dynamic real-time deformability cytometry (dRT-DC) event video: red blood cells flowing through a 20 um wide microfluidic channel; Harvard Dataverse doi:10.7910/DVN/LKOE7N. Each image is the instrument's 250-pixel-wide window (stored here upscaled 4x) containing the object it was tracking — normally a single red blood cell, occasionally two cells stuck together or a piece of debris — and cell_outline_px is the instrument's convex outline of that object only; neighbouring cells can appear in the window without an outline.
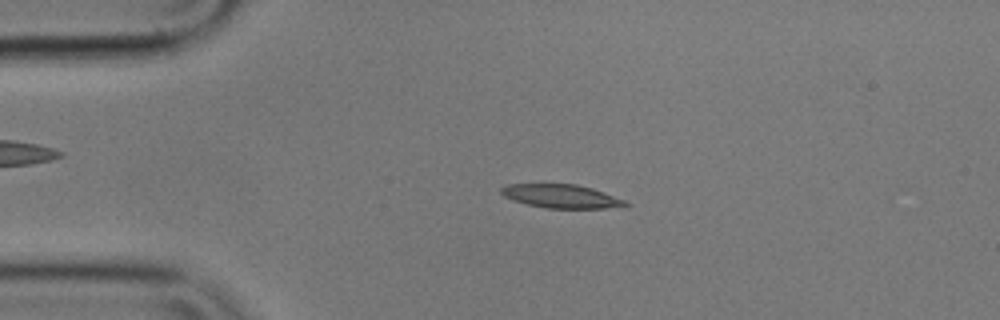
{"species": "common noctule bat (a hibernating species)", "species_latin": "Nyctalus noctula", "temperature_condition": "cold", "stored_images_in_passage": 55, "camera_frame_rate_fps": 3000, "um_per_image_px": 0.085, "animal": {"sex": "male", "body_mass_g": 17.9}, "frame": {"image": 1, "passage_image": 11, "time_ms": 3.333, "image_size_px": [1000, 320], "cell_outline_px": [[628, 204], [604, 208], [548, 208], [528, 204], [512, 200], [504, 196], [500, 192], [500, 188], [508, 184], [576, 184], [592, 188], [604, 192], [624, 200]], "centroid_in_image_um": [47.64, 16.66], "position_along_channel_um": 37.4, "area_um2": 16.76}}
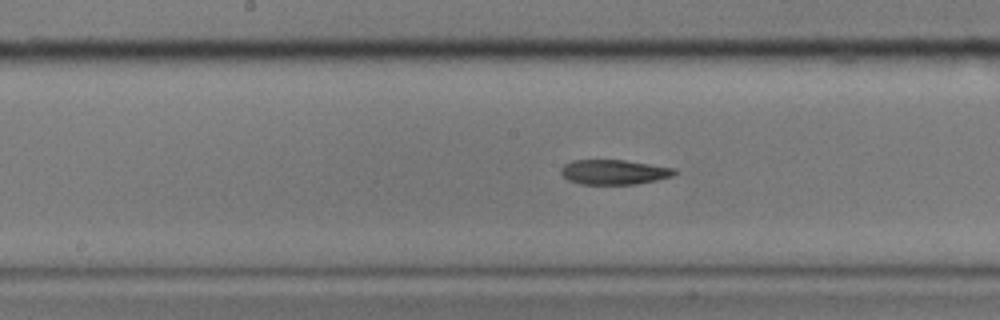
{"frame": {"image": 2, "passage_image": 27, "time_ms": 8.667, "image_size_px": [1000, 320], "cell_outline_px": [[676, 172], [672, 176], [656, 180], [636, 184], [580, 184], [568, 180], [560, 172], [560, 168], [564, 164], [572, 160], [624, 160], [676, 168]], "centroid_in_image_um": [52.17, 14.62], "position_along_channel_um": 196.0, "area_um2": 16.42}}
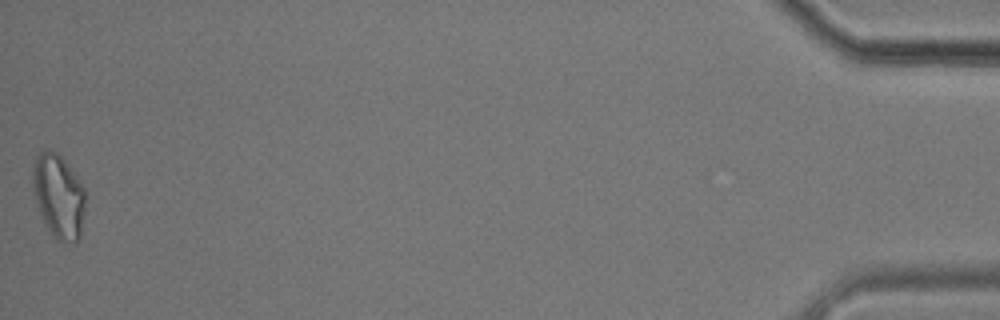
{"frame": {"image": 3, "passage_image": 55, "time_ms": 18.0, "image_size_px": [1000, 320], "cell_outline_px": [[84, 216], [80, 236], [76, 244], [72, 244], [56, 240], [48, 228], [40, 212], [36, 200], [32, 184], [32, 172], [36, 156], [44, 148], [48, 148], [56, 152], [64, 160], [80, 180], [84, 188]], "centroid_in_image_um": [4.99, 16.67], "position_along_channel_um": 430.2, "area_um2": 25.78}}